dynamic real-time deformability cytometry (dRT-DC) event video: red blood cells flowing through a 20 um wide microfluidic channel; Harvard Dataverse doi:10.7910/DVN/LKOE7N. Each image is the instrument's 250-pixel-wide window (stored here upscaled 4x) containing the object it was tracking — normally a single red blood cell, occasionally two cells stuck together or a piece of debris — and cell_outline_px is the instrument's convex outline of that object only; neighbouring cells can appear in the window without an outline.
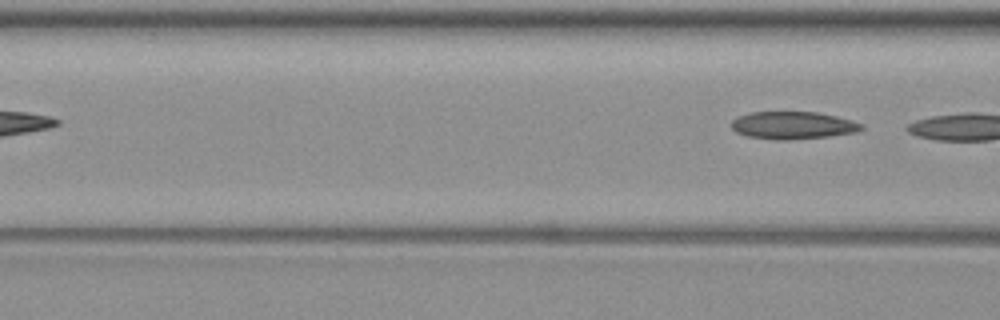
{"species": "common noctule bat (a hibernating species)", "species_latin": "Nyctalus noctula", "temperature_condition": "warm", "stored_images_in_passage": 4, "segment_of_instrument_passage": [2, 2], "camera_frame_rate_fps": 3000, "um_per_image_px": 0.085, "animal": {"sex": "female", "body_mass_g": 19.3, "forearm_length_mm": 54.1}, "frame": {"image": 1, "passage_image": 4, "time_ms": 4.333, "image_size_px": [1000, 320], "cell_outline_px": [[864, 128], [856, 132], [828, 136], [788, 140], [776, 140], [748, 136], [736, 132], [732, 128], [732, 120], [740, 116], [752, 112], [816, 112], [836, 116], [852, 120], [864, 124]], "centroid_in_image_um": [67.42, 10.65], "position_along_channel_um": 99.2, "area_um2": 20.75}}